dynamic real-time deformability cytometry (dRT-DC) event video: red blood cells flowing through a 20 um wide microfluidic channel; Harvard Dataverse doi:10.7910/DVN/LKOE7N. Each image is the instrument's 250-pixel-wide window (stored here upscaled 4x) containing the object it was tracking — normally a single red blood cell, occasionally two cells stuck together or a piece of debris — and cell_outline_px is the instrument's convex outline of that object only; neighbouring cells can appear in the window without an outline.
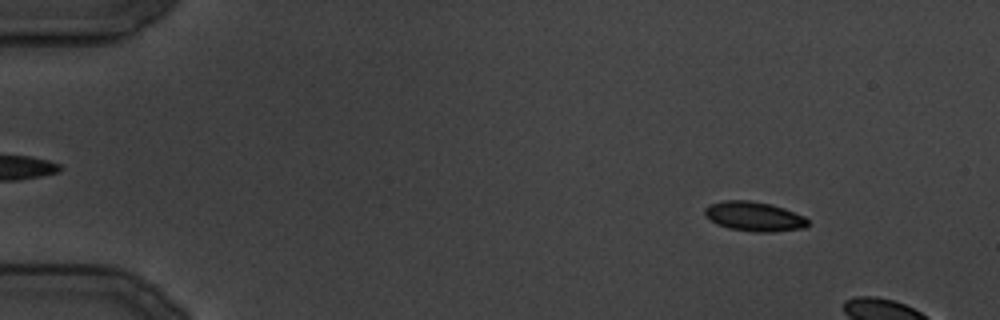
{"species": "common noctule bat (a hibernating species)", "species_latin": "Nyctalus noctula", "temperature_condition": "cold", "stored_images_in_passage": 7, "camera_frame_rate_fps": 3000, "um_per_image_px": 0.085, "animal": {"sex": "male", "body_mass_g": 19.5, "forearm_length_mm": 54.6}, "frame": {"image": 1, "passage_image": 4, "time_ms": 3.667, "image_size_px": [1000, 320], "cell_outline_px": [[808, 224], [804, 228], [772, 232], [756, 232], [728, 228], [716, 224], [704, 216], [704, 208], [708, 204], [724, 200], [748, 200], [772, 204], [784, 208], [804, 216], [808, 220]], "centroid_in_image_um": [64.06, 18.39], "position_along_channel_um": 20.9, "area_um2": 17.92}}